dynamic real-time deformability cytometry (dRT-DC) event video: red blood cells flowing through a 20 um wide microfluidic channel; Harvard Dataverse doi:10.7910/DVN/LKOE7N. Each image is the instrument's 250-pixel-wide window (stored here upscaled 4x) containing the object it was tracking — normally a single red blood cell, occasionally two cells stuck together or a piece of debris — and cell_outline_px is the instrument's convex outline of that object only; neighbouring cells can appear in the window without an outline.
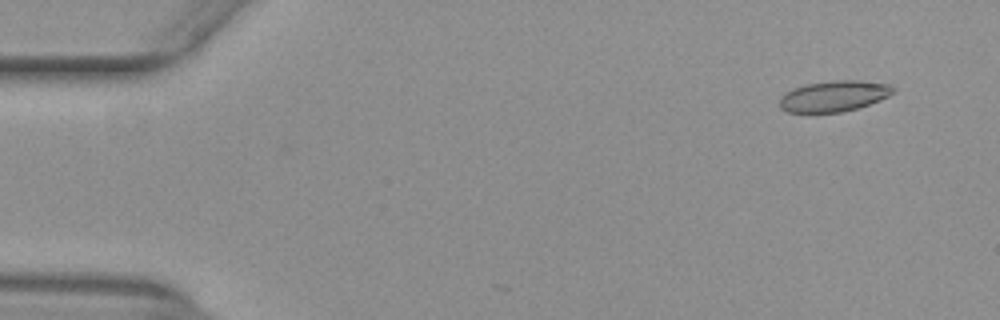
{"species": "common noctule bat (a hibernating species)", "species_latin": "Nyctalus noctula", "temperature_condition": "warm", "stored_images_in_passage": 11, "camera_frame_rate_fps": 3000, "um_per_image_px": 0.085, "animal": {"sex": "female", "body_mass_g": 29.2, "forearm_length_mm": 56.3}, "frame": {"image": 1, "passage_image": 2, "time_ms": 0.333, "image_size_px": [1000, 320], "cell_outline_px": [[896, 92], [880, 100], [856, 108], [840, 112], [788, 112], [780, 108], [780, 96], [784, 92], [792, 88], [804, 84], [832, 80], [860, 80], [892, 84], [896, 88]], "centroid_in_image_um": [70.9, 8.14], "position_along_channel_um": 14.1, "area_um2": 20.69}}